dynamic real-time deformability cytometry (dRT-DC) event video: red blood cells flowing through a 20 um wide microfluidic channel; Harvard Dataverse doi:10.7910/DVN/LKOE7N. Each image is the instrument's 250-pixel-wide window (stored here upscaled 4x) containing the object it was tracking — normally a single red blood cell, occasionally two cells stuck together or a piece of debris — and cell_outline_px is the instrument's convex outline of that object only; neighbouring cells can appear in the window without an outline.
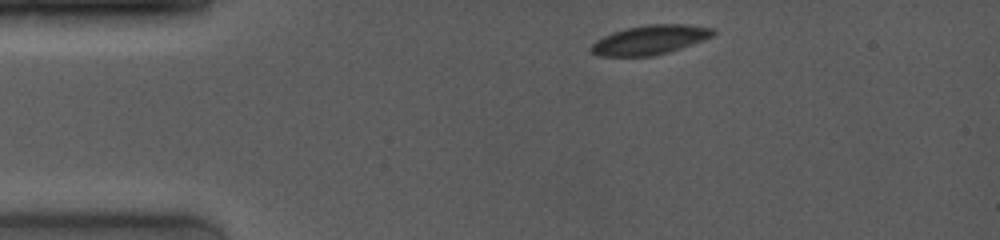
{"species": "common noctule bat (a hibernating species)", "species_latin": "Nyctalus noctula", "temperature_condition": "room temperature", "stored_images_in_passage": 44, "camera_frame_rate_fps": 4000, "um_per_image_px": 0.085, "animal": {"sex": "female", "body_mass_g": 19.0, "forearm_length_mm": 53.3}, "frame": {"image": 1, "passage_image": 1, "time_ms": 0.0, "image_size_px": [1000, 240], "cell_outline_px": [[716, 32], [712, 36], [704, 40], [668, 52], [652, 56], [596, 56], [588, 48], [596, 40], [612, 32], [628, 28], [648, 24], [684, 24], [716, 28]], "centroid_in_image_um": [55.24, 3.39], "position_along_channel_um": 29.8, "area_um2": 20.87}}
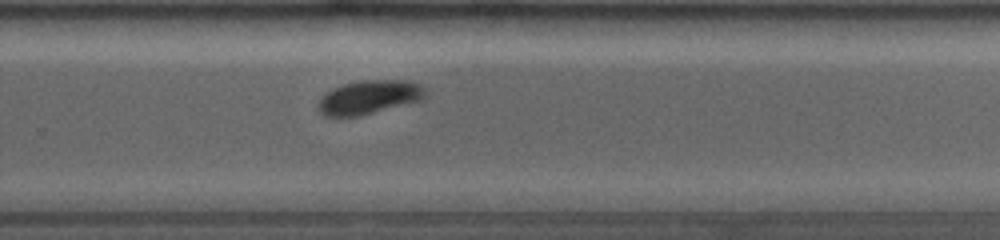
{"frame": {"image": 2, "passage_image": 27, "time_ms": 8.0, "image_size_px": [1000, 240], "cell_outline_px": [[428, 96], [420, 100], [360, 116], [324, 116], [316, 108], [316, 104], [320, 96], [332, 88], [344, 84], [360, 80], [412, 80], [428, 88]], "centroid_in_image_um": [31.39, 8.25], "position_along_channel_um": 298.4, "area_um2": 21.56}}
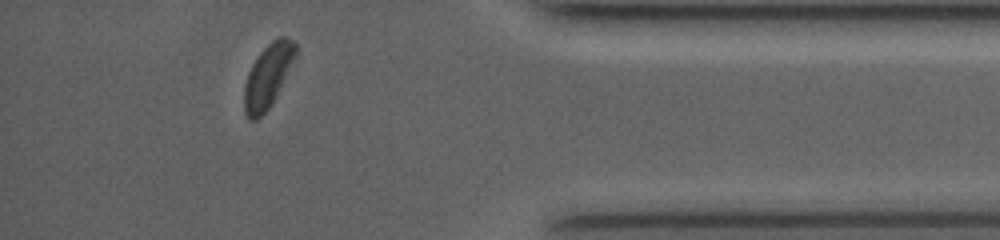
{"frame": {"image": 3, "passage_image": 40, "time_ms": 11.25, "image_size_px": [1000, 240], "cell_outline_px": [[296, 56], [268, 108], [256, 120], [248, 120], [244, 112], [244, 84], [248, 72], [252, 64], [260, 52], [272, 40], [280, 36], [284, 36], [292, 40], [296, 44]], "centroid_in_image_um": [22.73, 6.44], "position_along_channel_um": 412.5, "area_um2": 18.55}, "authors_computed_cell_mechanics": {"area_um2": 21.7617, "velocity_mm_per_s": 4.0441, "shape_relaxation_time_tau1_ms": 2.3855, "shape_relaxation_time_tau2_ms": null, "deformation_change_tau1": 0.0833, "deformation_change_tau2": null}}